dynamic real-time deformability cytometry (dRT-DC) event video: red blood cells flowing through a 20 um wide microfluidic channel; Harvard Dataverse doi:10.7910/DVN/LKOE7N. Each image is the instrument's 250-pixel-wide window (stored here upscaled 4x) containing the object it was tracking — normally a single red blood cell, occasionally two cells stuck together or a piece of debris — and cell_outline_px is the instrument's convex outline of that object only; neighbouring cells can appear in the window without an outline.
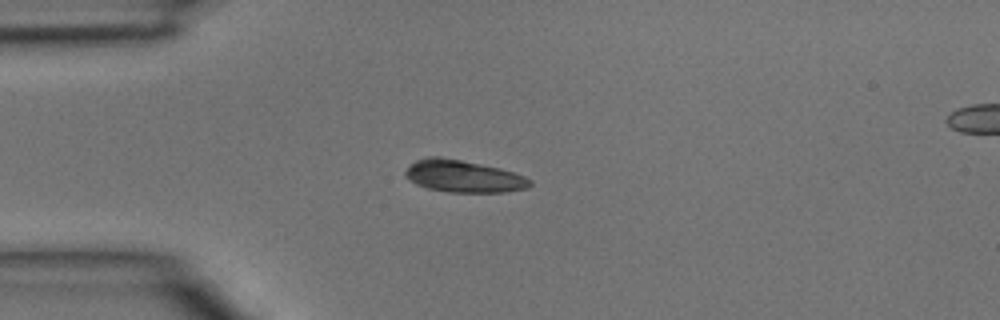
{"species": "common noctule bat (a hibernating species)", "species_latin": "Nyctalus noctula", "temperature_condition": "room temperature", "stored_images_in_passage": 3, "segment_of_instrument_passage": [1, 2], "camera_frame_rate_fps": 3000, "um_per_image_px": 0.085, "animal": {"sex": "male", "body_mass_g": 15.6}, "frame": {"image": 1, "passage_image": 2, "time_ms": 0.333, "image_size_px": [1000, 320], "cell_outline_px": [[532, 184], [528, 188], [504, 192], [448, 192], [428, 188], [416, 184], [408, 180], [404, 176], [404, 172], [416, 160], [428, 156], [440, 156], [500, 168], [524, 176], [532, 180]], "centroid_in_image_um": [39.38, 14.98], "position_along_channel_um": 45.6, "area_um2": 23.29}}